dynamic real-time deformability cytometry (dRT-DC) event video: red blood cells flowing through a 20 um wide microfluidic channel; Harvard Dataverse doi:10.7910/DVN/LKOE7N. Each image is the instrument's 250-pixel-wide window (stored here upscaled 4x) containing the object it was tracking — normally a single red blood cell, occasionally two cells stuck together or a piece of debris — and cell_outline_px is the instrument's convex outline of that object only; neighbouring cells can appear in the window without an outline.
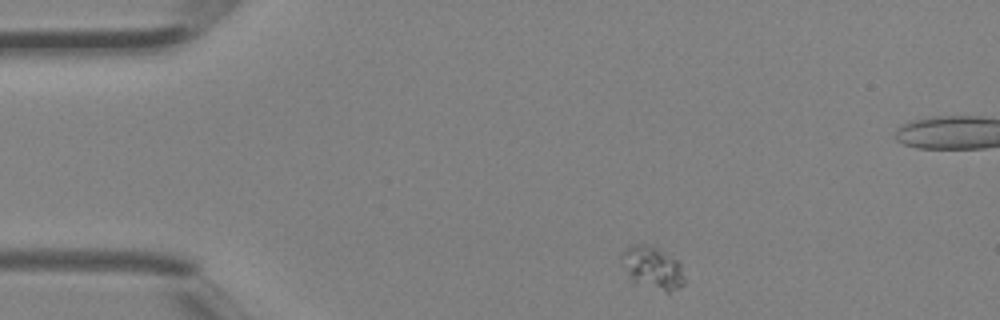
{"species": "Egyptian fruit bat (a non-hibernating species)", "species_latin": "Rousettus aegyptiacus", "temperature_condition": "room temperature", "stored_images_in_passage": 3, "camera_frame_rate_fps": 3000, "um_per_image_px": 0.085, "animal": {"sex": "female"}, "frame": {"image": 1, "passage_image": 1, "time_ms": 0.0, "image_size_px": [1000, 320], "cell_outline_px": [[684, 284], [668, 292], [632, 284], [628, 280], [620, 256], [628, 248], [636, 244], [644, 244], [656, 248], [664, 252], [676, 260], [680, 264], [684, 280]], "centroid_in_image_um": [55.41, 22.8], "position_along_channel_um": 29.6, "area_um2": 15.55}}